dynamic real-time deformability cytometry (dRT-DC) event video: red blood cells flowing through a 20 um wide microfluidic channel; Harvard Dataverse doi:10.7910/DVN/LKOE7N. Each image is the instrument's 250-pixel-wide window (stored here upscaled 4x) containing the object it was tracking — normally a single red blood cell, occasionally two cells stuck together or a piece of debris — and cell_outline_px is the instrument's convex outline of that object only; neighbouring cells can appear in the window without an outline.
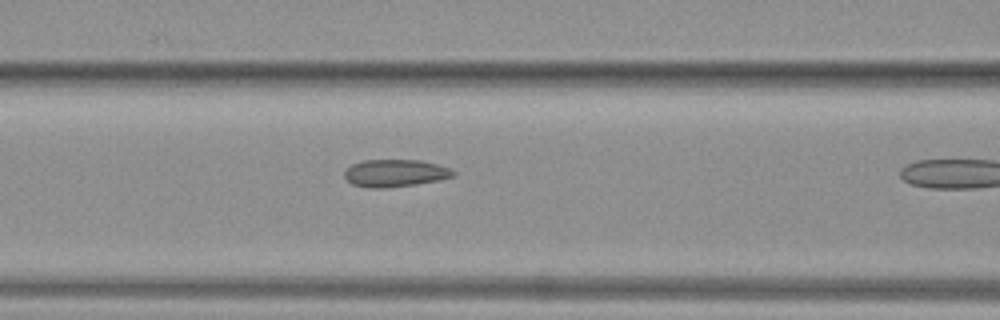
{"species": "common noctule bat (a hibernating species)", "species_latin": "Nyctalus noctula", "temperature_condition": "warm", "stored_images_in_passage": 10, "camera_frame_rate_fps": 3000, "um_per_image_px": 0.085, "animal": {"sex": "female", "body_mass_g": 19.3, "forearm_length_mm": 54.1}, "frame": {"image": 1, "passage_image": 9, "time_ms": 2.667, "image_size_px": [1000, 320], "cell_outline_px": [[456, 176], [436, 180], [412, 184], [384, 188], [368, 188], [352, 184], [344, 176], [344, 172], [352, 164], [364, 160], [420, 160], [452, 168], [456, 172]], "centroid_in_image_um": [33.59, 14.71], "position_along_channel_um": 133.0, "area_um2": 17.22}}